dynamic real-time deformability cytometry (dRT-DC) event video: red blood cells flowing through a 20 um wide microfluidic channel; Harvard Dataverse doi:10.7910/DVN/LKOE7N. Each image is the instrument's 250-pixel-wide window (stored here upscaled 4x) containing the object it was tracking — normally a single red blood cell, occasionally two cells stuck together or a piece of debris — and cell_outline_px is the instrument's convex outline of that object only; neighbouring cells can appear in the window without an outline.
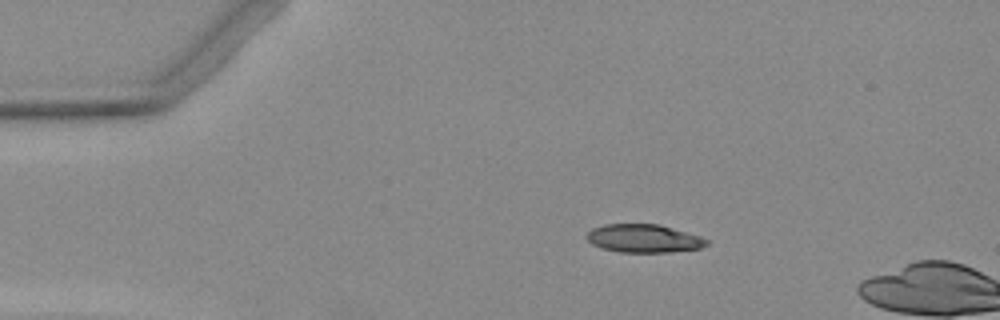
{"species": "Egyptian fruit bat (a non-hibernating species)", "species_latin": "Rousettus aegyptiacus", "temperature_condition": "warm", "stored_images_in_passage": 4, "camera_frame_rate_fps": 3000, "um_per_image_px": 0.085, "animal": {"sex": "female"}, "frame": {"image": 1, "passage_image": 2, "time_ms": 1.333, "image_size_px": [1000, 320], "cell_outline_px": [[708, 244], [700, 248], [668, 252], [620, 252], [600, 248], [592, 244], [584, 236], [592, 228], [604, 224], [660, 224], [700, 236], [708, 240]], "centroid_in_image_um": [54.68, 20.26], "position_along_channel_um": 30.3, "area_um2": 19.77}}